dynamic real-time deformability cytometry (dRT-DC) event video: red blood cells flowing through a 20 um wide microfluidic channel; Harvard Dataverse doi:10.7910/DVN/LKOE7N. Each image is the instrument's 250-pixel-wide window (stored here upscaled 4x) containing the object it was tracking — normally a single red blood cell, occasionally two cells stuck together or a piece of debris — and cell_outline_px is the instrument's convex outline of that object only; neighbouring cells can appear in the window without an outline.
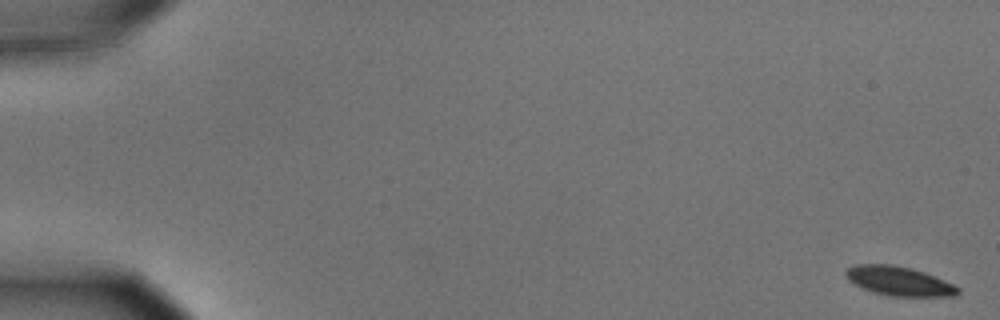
{"species": "common noctule bat (a hibernating species)", "species_latin": "Nyctalus noctula", "temperature_condition": "cold", "stored_images_in_passage": 59, "camera_frame_rate_fps": 3000, "um_per_image_px": 0.085, "animal": {"sex": "male", "body_mass_g": 15.6}, "frame": {"image": 1, "passage_image": 1, "time_ms": 0.0, "image_size_px": [1000, 320], "cell_outline_px": [[960, 292], [956, 296], [888, 296], [872, 292], [848, 280], [844, 276], [844, 272], [848, 268], [856, 264], [892, 264], [924, 272], [944, 280], [960, 288]], "centroid_in_image_um": [76.4, 23.89], "position_along_channel_um": 8.6, "area_um2": 19.02}}
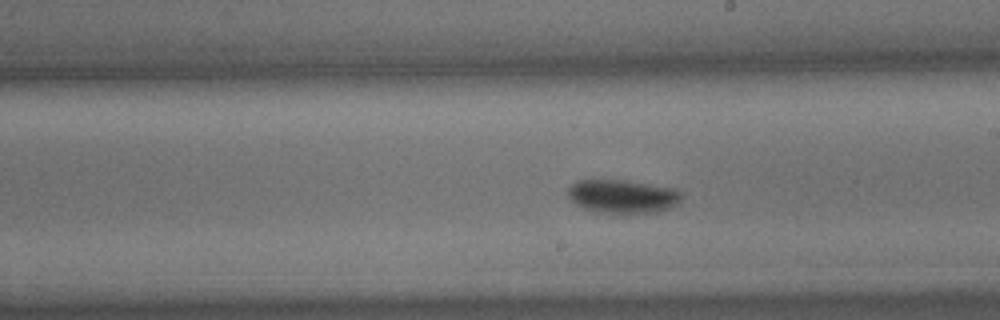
{"frame": {"image": 2, "passage_image": 34, "time_ms": 11.0, "image_size_px": [1000, 320], "cell_outline_px": [[684, 196], [676, 204], [668, 208], [656, 212], [616, 216], [596, 212], [584, 208], [576, 204], [568, 196], [568, 188], [576, 180], [628, 180], [672, 188], [684, 192]], "centroid_in_image_um": [52.93, 16.72], "position_along_channel_um": 236.1, "area_um2": 22.89}}
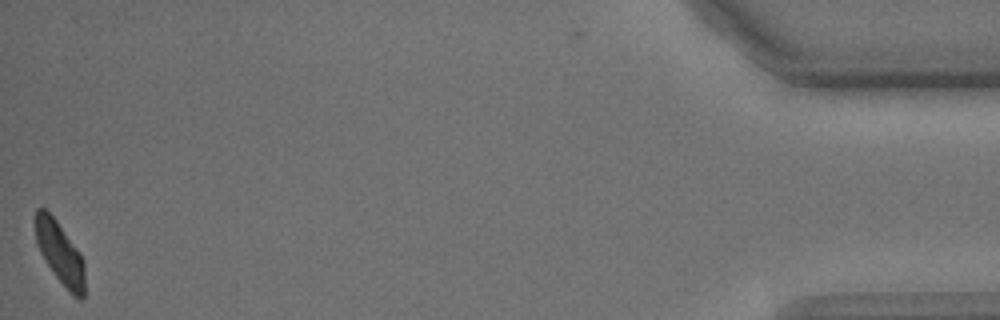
{"frame": {"image": 3, "passage_image": 58, "time_ms": 19.0, "image_size_px": [1000, 320], "cell_outline_px": [[84, 296], [80, 300], [56, 276], [40, 252], [36, 244], [32, 220], [36, 208], [44, 208], [56, 220], [80, 252], [84, 260]], "centroid_in_image_um": [5.04, 21.4], "position_along_channel_um": 430.2, "area_um2": 17.86}, "authors_computed_cell_mechanics": {"area_um2": 19.9988, "velocity_mm_per_s": 3.506, "shape_relaxation_time_tau1_ms": 3.4475, "shape_relaxation_time_tau2_ms": 5.5617, "deformation_change_tau1": 0.1193, "deformation_change_tau2": 0.0604}}